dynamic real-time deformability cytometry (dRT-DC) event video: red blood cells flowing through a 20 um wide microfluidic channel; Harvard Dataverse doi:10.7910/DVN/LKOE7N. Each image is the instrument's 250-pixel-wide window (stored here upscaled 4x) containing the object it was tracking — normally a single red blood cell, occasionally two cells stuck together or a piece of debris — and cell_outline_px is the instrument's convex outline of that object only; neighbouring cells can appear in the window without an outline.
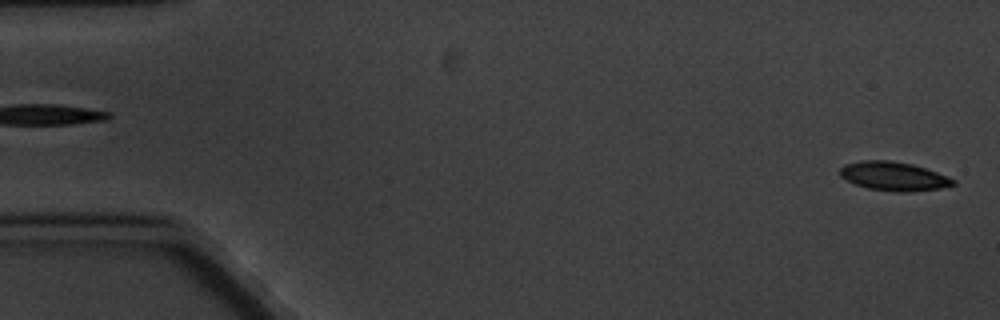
{"species": "common noctule bat (a hibernating species)", "species_latin": "Nyctalus noctula", "temperature_condition": "cold", "stored_images_in_passage": 6, "segment_of_instrument_passage": [2, 2], "camera_frame_rate_fps": 3000, "um_per_image_px": 0.085, "animal": {"sex": "male", "body_mass_g": 20.1, "forearm_length_mm": 53.5}, "frame": {"image": 1, "passage_image": 6, "time_ms": 6.333, "image_size_px": [1000, 320], "cell_outline_px": [[956, 184], [940, 188], [900, 192], [896, 192], [868, 188], [856, 184], [840, 176], [840, 168], [844, 164], [860, 160], [888, 160], [912, 164], [936, 172], [956, 180]], "centroid_in_image_um": [75.94, 14.97], "position_along_channel_um": 9.1, "area_um2": 18.79}}